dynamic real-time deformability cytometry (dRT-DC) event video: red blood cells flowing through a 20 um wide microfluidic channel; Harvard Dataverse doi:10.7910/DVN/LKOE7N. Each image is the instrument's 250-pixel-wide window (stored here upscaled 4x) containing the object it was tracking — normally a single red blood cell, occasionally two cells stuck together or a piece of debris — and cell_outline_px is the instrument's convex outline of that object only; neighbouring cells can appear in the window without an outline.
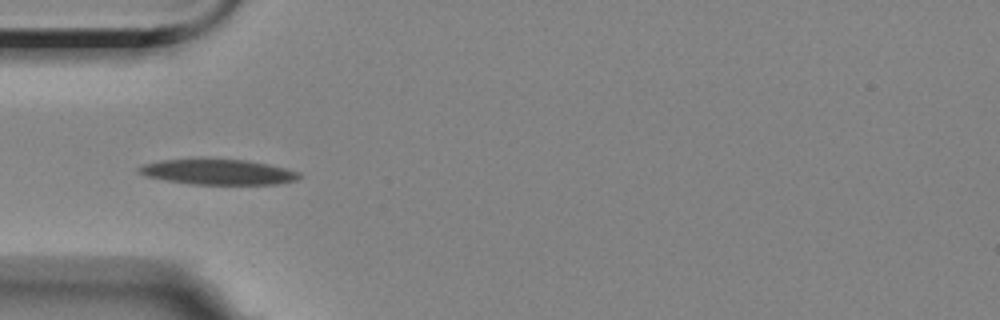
{"species": "Egyptian fruit bat (a non-hibernating species)", "species_latin": "Rousettus aegyptiacus", "temperature_condition": "room temperature", "stored_images_in_passage": 10, "camera_frame_rate_fps": 3000, "um_per_image_px": 0.085, "animal": {"sex": "female"}, "frame": {"image": 1, "passage_image": 5, "time_ms": 5.667, "image_size_px": [1000, 320], "cell_outline_px": [[300, 176], [296, 180], [276, 184], [192, 184], [164, 180], [144, 176], [136, 172], [136, 168], [144, 164], [160, 160], [204, 156], [248, 160], [288, 168], [300, 172]], "centroid_in_image_um": [18.46, 14.57], "position_along_channel_um": 66.5, "area_um2": 24.8}}
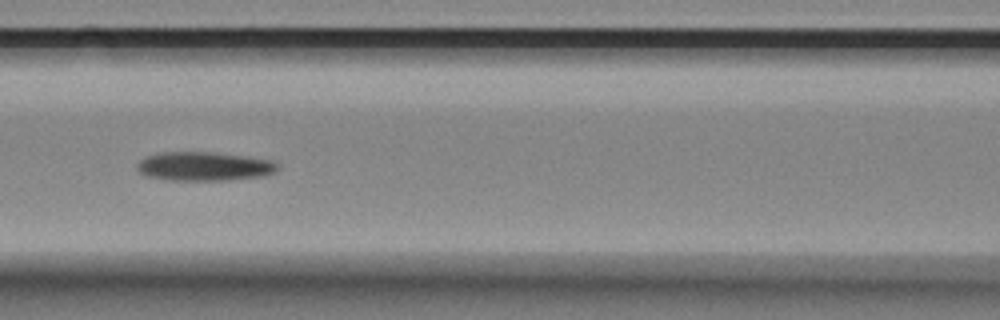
{"frame": {"image": 2, "passage_image": 7, "time_ms": 8.0, "image_size_px": [1000, 320], "cell_outline_px": [[280, 168], [276, 172], [264, 176], [228, 180], [164, 180], [148, 176], [140, 172], [136, 168], [136, 164], [140, 160], [148, 156], [160, 152], [212, 152], [244, 156], [272, 160]], "centroid_in_image_um": [17.36, 14.14], "position_along_channel_um": 149.2, "area_um2": 23.76}}
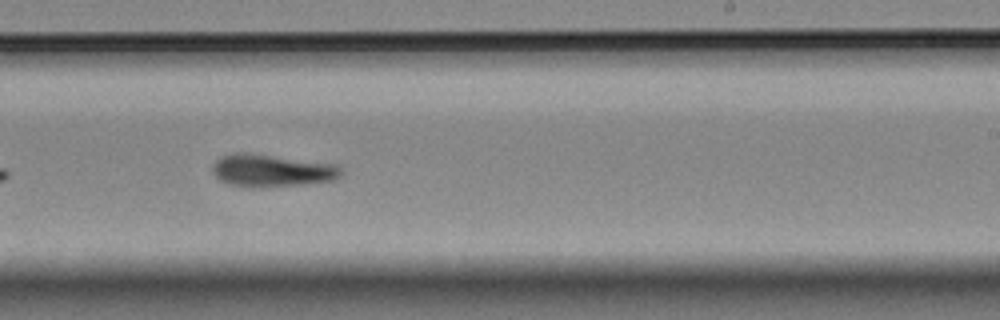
{"frame": {"image": 3, "passage_image": 10, "time_ms": 11.333, "image_size_px": [1000, 320], "cell_outline_px": [[344, 172], [336, 180], [308, 184], [252, 188], [228, 184], [220, 180], [212, 172], [212, 164], [220, 156], [232, 152], [244, 152], [336, 164]], "centroid_in_image_um": [23.08, 14.5], "position_along_channel_um": 265.9, "area_um2": 24.68}}